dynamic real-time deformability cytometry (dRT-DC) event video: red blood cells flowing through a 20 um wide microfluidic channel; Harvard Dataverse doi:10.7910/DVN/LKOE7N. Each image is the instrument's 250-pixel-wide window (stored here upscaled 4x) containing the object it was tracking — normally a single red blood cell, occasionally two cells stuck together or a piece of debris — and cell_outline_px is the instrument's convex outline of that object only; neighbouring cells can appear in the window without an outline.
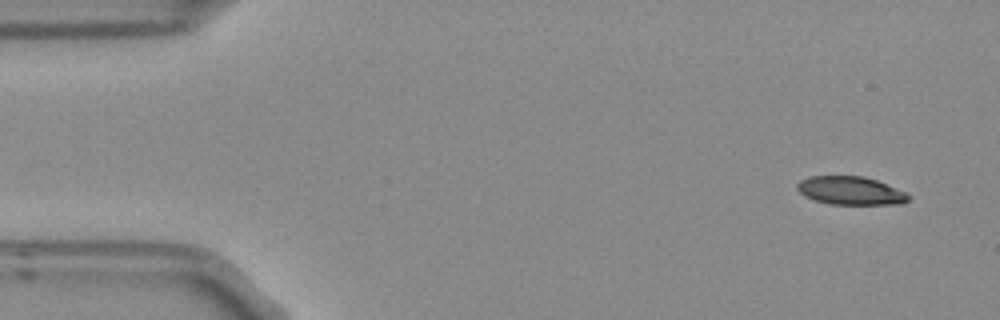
{"species": "Egyptian fruit bat (a non-hibernating species)", "species_latin": "Rousettus aegyptiacus", "temperature_condition": "room temperature", "stored_images_in_passage": 5, "segment_of_instrument_passage": [1, 2], "camera_frame_rate_fps": 3000, "um_per_image_px": 0.085, "frame": {"image": 1, "passage_image": 1, "time_ms": 0.0, "image_size_px": [1000, 320], "cell_outline_px": [[912, 196], [904, 204], [828, 204], [804, 196], [796, 188], [796, 184], [800, 180], [808, 176], [864, 176], [876, 180], [908, 192]], "centroid_in_image_um": [72.33, 16.2], "position_along_channel_um": 12.7, "area_um2": 18.55}}